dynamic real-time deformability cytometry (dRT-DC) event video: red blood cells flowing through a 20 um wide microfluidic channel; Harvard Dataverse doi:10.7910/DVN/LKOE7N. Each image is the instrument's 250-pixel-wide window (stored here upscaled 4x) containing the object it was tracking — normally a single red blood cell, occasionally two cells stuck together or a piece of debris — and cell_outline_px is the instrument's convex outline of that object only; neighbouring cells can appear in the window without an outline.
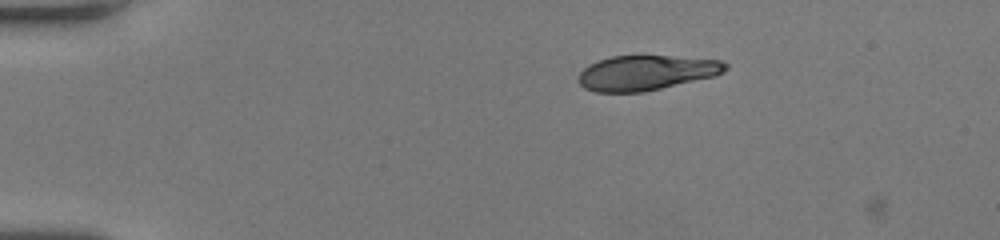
{"species": "human", "species_latin": "Homo sapiens", "temperature_condition": "room temperature", "stored_images_in_passage": 3, "camera_frame_rate_fps": 3000, "um_per_image_px": 0.085, "donor": {"sex": "female"}, "frame": {"image": 1, "passage_image": 1, "time_ms": 0.0, "image_size_px": [1000, 240], "cell_outline_px": [[728, 68], [716, 76], [644, 92], [596, 92], [584, 88], [576, 80], [580, 72], [588, 64], [612, 56], [668, 56], [720, 60], [728, 64]], "centroid_in_image_um": [54.92, 6.19], "position_along_channel_um": 30.1, "area_um2": 29.94}}